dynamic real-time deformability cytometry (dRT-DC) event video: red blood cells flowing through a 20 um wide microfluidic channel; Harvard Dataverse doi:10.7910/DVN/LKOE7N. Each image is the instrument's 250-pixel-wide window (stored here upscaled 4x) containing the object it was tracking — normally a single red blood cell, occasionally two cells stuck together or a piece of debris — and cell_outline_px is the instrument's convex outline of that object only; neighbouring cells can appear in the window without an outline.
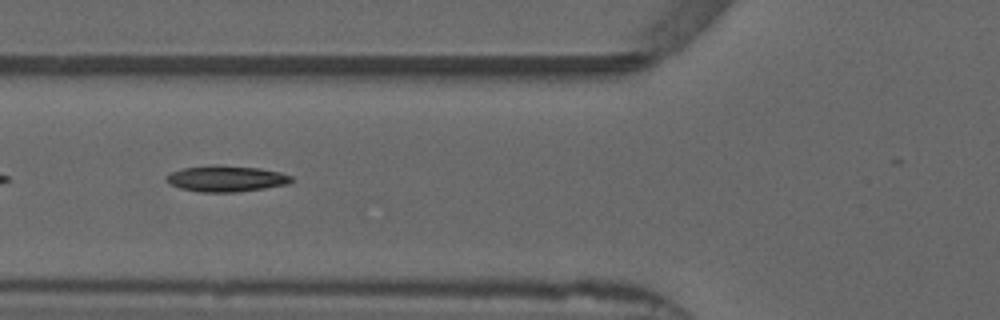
{"species": "common noctule bat (a hibernating species)", "species_latin": "Nyctalus noctula", "temperature_condition": "warm", "stored_images_in_passage": 31, "camera_frame_rate_fps": 3000, "um_per_image_px": 0.085, "animal": {"sex": "male", "forearm_length_mm": 52.5}, "frame": {"image": 1, "passage_image": 5, "time_ms": 1.333, "image_size_px": [1000, 320], "cell_outline_px": [[292, 180], [288, 184], [264, 188], [236, 192], [200, 192], [180, 188], [168, 184], [164, 180], [164, 176], [172, 172], [184, 168], [208, 164], [216, 164], [260, 168], [280, 172], [292, 176]], "centroid_in_image_um": [19.17, 15.17], "position_along_channel_um": 106.6, "area_um2": 19.25}, "authors_computed_cell_mechanics": {"area_um2": 18.207, "velocity_mm_per_s": 3.8777, "shape_relaxation_time_tau1_ms": null, "shape_relaxation_time_tau2_ms": 6.6528, "deformation_change_tau1": null, "deformation_change_tau2": 0.1645}}